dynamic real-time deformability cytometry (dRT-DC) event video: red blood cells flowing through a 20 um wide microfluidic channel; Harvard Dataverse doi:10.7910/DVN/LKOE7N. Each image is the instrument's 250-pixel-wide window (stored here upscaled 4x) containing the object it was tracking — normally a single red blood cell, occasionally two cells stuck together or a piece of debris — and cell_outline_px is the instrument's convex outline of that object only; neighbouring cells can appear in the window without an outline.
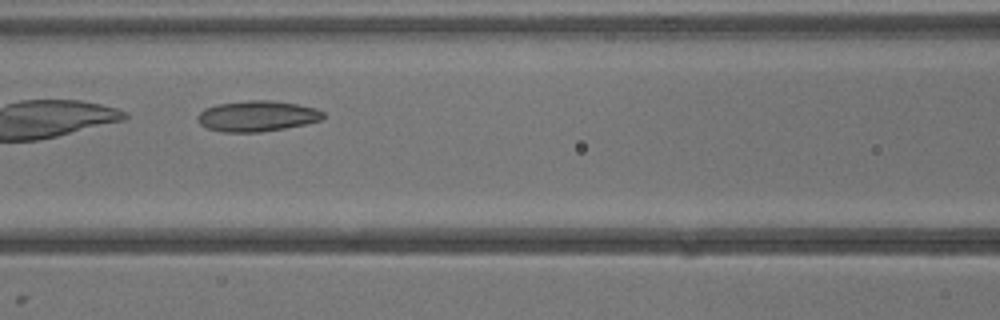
{"species": "common noctule bat (a hibernating species)", "species_latin": "Nyctalus noctula", "temperature_condition": "warm", "stored_images_in_passage": 5, "camera_frame_rate_fps": 3000, "um_per_image_px": 0.085, "animal": {"sex": "male", "body_mass_g": 13.3}, "frame": {"image": 1, "passage_image": 5, "time_ms": 4.667, "image_size_px": [1000, 320], "cell_outline_px": [[324, 120], [284, 128], [260, 132], [224, 132], [208, 128], [200, 124], [196, 120], [196, 116], [204, 108], [216, 104], [248, 100], [272, 100], [296, 104], [316, 108], [324, 112]], "centroid_in_image_um": [21.84, 9.86], "position_along_channel_um": 144.8, "area_um2": 22.6}}